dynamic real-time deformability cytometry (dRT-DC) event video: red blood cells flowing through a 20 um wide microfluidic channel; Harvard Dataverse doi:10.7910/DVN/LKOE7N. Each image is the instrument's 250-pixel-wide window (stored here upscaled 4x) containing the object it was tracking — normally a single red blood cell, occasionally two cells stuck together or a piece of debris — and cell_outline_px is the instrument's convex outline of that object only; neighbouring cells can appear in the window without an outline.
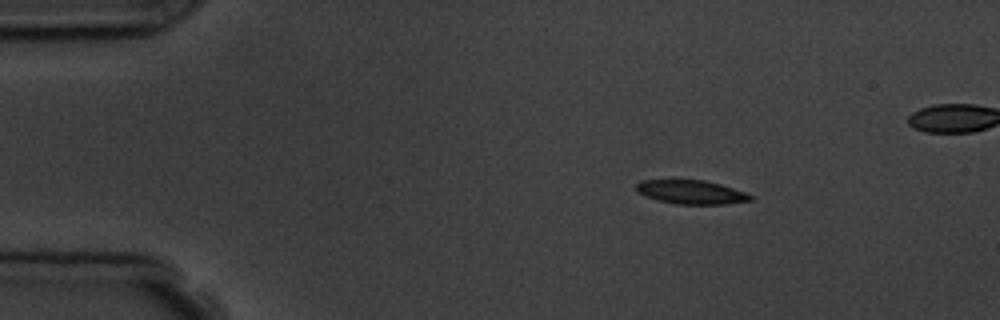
{"species": "common noctule bat (a hibernating species)", "species_latin": "Nyctalus noctula", "temperature_condition": "room temperature", "stored_images_in_passage": 4, "camera_frame_rate_fps": 3000, "um_per_image_px": 0.085, "animal": {"sex": "male", "body_mass_g": 19.5, "forearm_length_mm": 54.6}, "frame": {"image": 1, "passage_image": 1, "time_ms": 0.0, "image_size_px": [1000, 320], "cell_outline_px": [[756, 196], [752, 200], [728, 204], [676, 204], [644, 196], [636, 188], [636, 184], [640, 180], [704, 180], [720, 184]], "centroid_in_image_um": [58.79, 16.33], "position_along_channel_um": 26.2, "area_um2": 15.78}}